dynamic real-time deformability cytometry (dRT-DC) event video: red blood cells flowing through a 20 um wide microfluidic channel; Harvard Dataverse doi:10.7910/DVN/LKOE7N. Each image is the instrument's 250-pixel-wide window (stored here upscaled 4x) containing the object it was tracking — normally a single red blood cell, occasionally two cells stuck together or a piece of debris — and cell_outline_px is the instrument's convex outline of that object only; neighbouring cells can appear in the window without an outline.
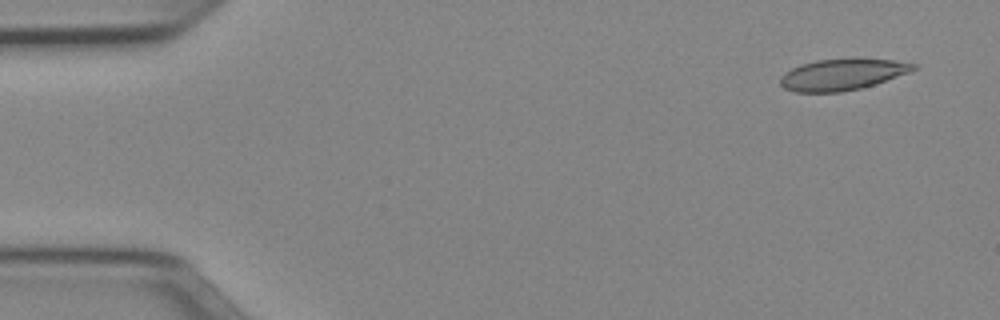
{"species": "Egyptian fruit bat (a non-hibernating species)", "species_latin": "Rousettus aegyptiacus", "temperature_condition": "cold", "stored_images_in_passage": 5, "camera_frame_rate_fps": 3000, "um_per_image_px": 0.085, "animal": {"sex": "female"}, "frame": {"image": 1, "passage_image": 1, "time_ms": 0.0, "image_size_px": [1000, 320], "cell_outline_px": [[896, 72], [880, 80], [868, 84], [852, 88], [828, 88], [836, 60], [876, 60], [896, 64]], "centroid_in_image_um": [73.06, 6.19], "position_along_channel_um": 11.9, "area_um2": 10.52}}